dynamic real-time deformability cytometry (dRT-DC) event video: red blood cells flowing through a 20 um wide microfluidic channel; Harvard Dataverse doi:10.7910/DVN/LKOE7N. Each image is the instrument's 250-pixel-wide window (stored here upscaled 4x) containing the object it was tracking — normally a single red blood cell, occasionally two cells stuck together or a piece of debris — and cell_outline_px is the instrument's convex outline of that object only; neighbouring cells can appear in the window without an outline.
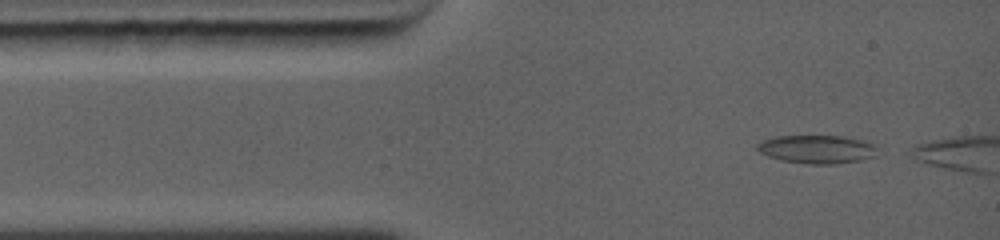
{"species": "common noctule bat (a hibernating species)", "species_latin": "Nyctalus noctula", "temperature_condition": "warm", "stored_images_in_passage": 2, "camera_frame_rate_fps": 5000, "um_per_image_px": 0.085, "animal": {"sex": "female", "body_mass_g": 19.0, "forearm_length_mm": 56.7}, "frame": {"image": 1, "passage_image": 1, "time_ms": 0.0, "image_size_px": [1000, 240], "cell_outline_px": [[876, 148], [872, 156], [860, 160], [836, 164], [808, 164], [780, 160], [768, 156], [760, 152], [756, 148], [756, 144], [764, 140], [776, 136], [844, 136], [876, 144]], "centroid_in_image_um": [69.4, 12.69], "position_along_channel_um": 15.6, "area_um2": 19.71}}